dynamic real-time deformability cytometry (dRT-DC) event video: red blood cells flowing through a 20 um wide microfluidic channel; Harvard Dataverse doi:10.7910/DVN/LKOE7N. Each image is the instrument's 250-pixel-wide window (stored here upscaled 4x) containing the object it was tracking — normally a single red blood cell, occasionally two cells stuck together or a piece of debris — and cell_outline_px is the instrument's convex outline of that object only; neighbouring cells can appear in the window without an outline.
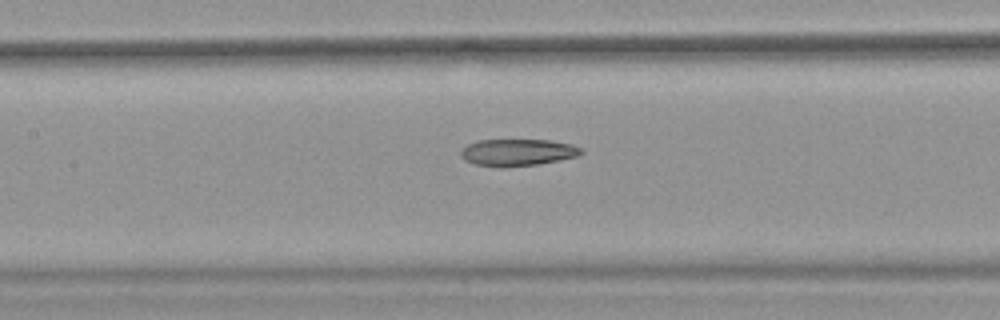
{"species": "common noctule bat (a hibernating species)", "species_latin": "Nyctalus noctula", "temperature_condition": "warm", "stored_images_in_passage": 39, "camera_frame_rate_fps": 3000, "um_per_image_px": 0.085, "animal": {"sex": "female", "body_mass_g": 18.4}, "frame": {"image": 1, "passage_image": 12, "time_ms": 3.667, "image_size_px": [1000, 320], "cell_outline_px": [[584, 152], [576, 156], [536, 164], [504, 168], [476, 164], [464, 160], [460, 156], [460, 152], [468, 144], [480, 140], [548, 140], [572, 144], [580, 148]], "centroid_in_image_um": [43.96, 12.95], "position_along_channel_um": 163.4, "area_um2": 18.67}, "authors_computed_cell_mechanics": {"area_um2": 20.3456, "velocity_mm_per_s": 4.0015, "shape_relaxation_time_tau1_ms": null, "shape_relaxation_time_tau2_ms": 3.7955, "deformation_change_tau1": null, "deformation_change_tau2": 0.1088}}